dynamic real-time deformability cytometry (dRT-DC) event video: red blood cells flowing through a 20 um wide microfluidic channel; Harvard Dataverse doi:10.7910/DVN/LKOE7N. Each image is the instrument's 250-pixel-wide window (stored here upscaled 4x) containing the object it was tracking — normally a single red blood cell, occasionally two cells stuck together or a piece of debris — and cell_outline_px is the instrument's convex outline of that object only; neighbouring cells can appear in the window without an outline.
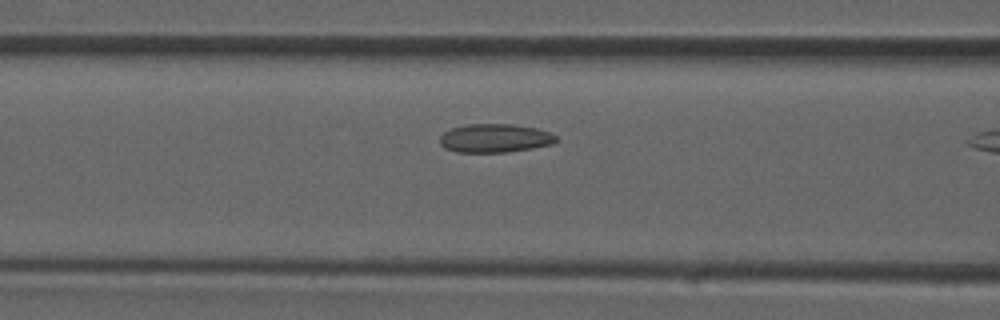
{"species": "common noctule bat (a hibernating species)", "species_latin": "Nyctalus noctula", "temperature_condition": "room temperature", "stored_images_in_passage": 6, "camera_frame_rate_fps": 3000, "um_per_image_px": 0.085, "animal": {"sex": "male", "forearm_length_mm": 52.5}, "frame": {"image": 1, "passage_image": 5, "time_ms": 1.333, "image_size_px": [1000, 320], "cell_outline_px": [[560, 140], [552, 144], [532, 148], [508, 152], [456, 152], [444, 148], [440, 144], [440, 136], [444, 132], [452, 128], [468, 124], [512, 124], [536, 128], [548, 132], [556, 136]], "centroid_in_image_um": [42.06, 11.75], "position_along_channel_um": 124.5, "area_um2": 19.42}}